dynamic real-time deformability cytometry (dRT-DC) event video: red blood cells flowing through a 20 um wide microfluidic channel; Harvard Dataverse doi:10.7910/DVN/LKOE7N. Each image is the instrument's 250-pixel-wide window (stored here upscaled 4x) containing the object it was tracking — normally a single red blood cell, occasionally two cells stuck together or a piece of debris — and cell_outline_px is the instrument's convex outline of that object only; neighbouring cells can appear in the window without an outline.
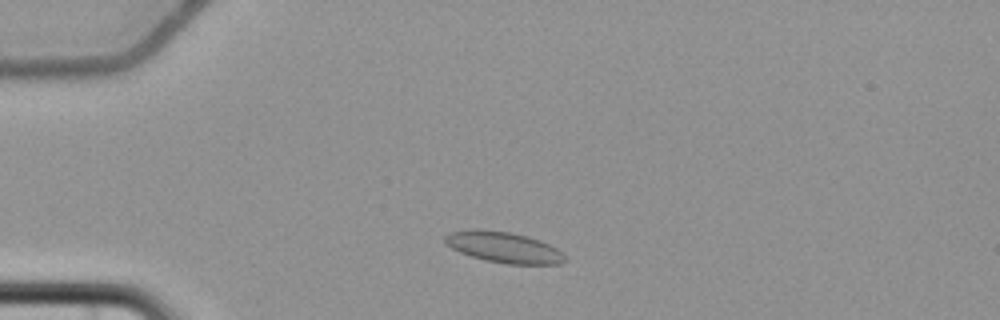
{"species": "common noctule bat (a hibernating species)", "species_latin": "Nyctalus noctula", "temperature_condition": "cold", "stored_images_in_passage": 3, "camera_frame_rate_fps": 3000, "um_per_image_px": 0.085, "animal": {"sex": "female", "body_mass_g": 22.7, "forearm_length_mm": 54.2}, "frame": {"image": 1, "passage_image": 1, "time_ms": 0.0, "image_size_px": [1000, 320], "cell_outline_px": [[568, 260], [560, 264], [508, 264], [484, 260], [460, 252], [444, 244], [444, 236], [448, 232], [472, 228], [476, 228], [508, 232], [528, 236], [540, 240], [556, 248]], "centroid_in_image_um": [42.77, 21.0], "position_along_channel_um": 42.2, "area_um2": 21.73}}
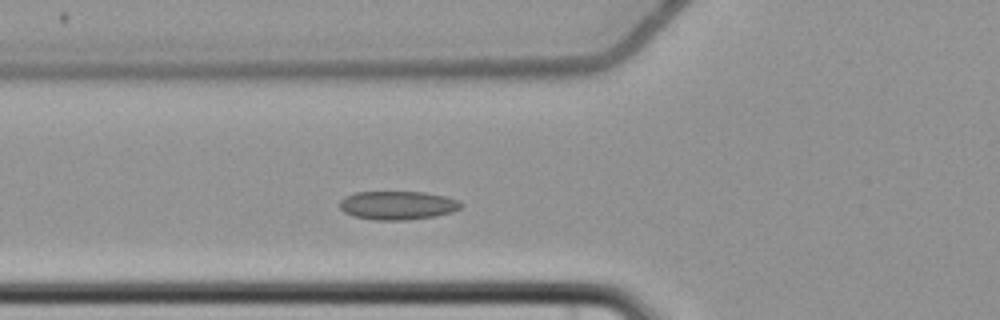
{"frame": {"image": 2, "passage_image": 3, "time_ms": 2.333, "image_size_px": [1000, 320], "cell_outline_px": [[464, 204], [460, 208], [452, 212], [436, 216], [404, 220], [372, 220], [352, 216], [344, 212], [340, 208], [340, 200], [344, 196], [356, 192], [424, 192], [444, 196], [460, 200]], "centroid_in_image_um": [33.79, 17.45], "position_along_channel_um": 92.0, "area_um2": 20.4}}